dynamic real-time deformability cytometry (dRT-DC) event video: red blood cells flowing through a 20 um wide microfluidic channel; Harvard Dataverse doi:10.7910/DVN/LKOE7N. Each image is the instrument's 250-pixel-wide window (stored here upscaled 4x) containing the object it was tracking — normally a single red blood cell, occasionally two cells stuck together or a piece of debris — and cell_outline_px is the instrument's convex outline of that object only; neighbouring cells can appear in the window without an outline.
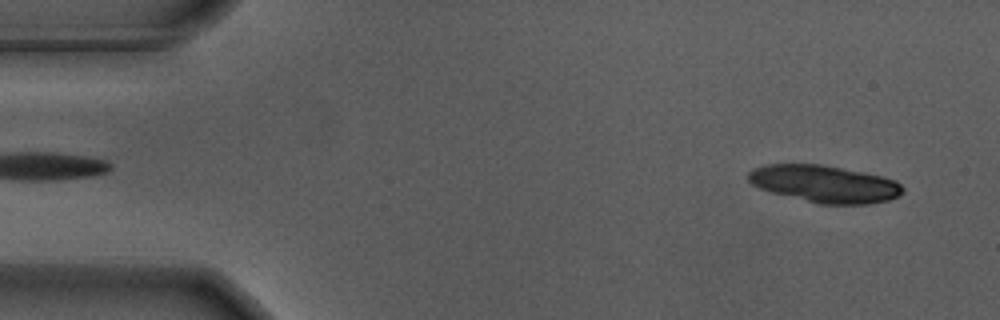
{"species": "Egyptian fruit bat (a non-hibernating species)", "species_latin": "Rousettus aegyptiacus", "temperature_condition": "warm", "stored_images_in_passage": 17, "camera_frame_rate_fps": 3000, "um_per_image_px": 0.085, "animal": {"sex": "male"}, "frame": {"image": 1, "passage_image": 3, "time_ms": 0.667, "image_size_px": [1000, 320], "cell_outline_px": [[904, 192], [900, 196], [888, 200], [868, 204], [820, 204], [772, 192], [760, 188], [752, 184], [748, 180], [748, 172], [764, 164], [820, 164], [864, 172], [896, 180], [904, 188]], "centroid_in_image_um": [70.12, 15.63], "position_along_channel_um": 14.9, "area_um2": 33.35}}